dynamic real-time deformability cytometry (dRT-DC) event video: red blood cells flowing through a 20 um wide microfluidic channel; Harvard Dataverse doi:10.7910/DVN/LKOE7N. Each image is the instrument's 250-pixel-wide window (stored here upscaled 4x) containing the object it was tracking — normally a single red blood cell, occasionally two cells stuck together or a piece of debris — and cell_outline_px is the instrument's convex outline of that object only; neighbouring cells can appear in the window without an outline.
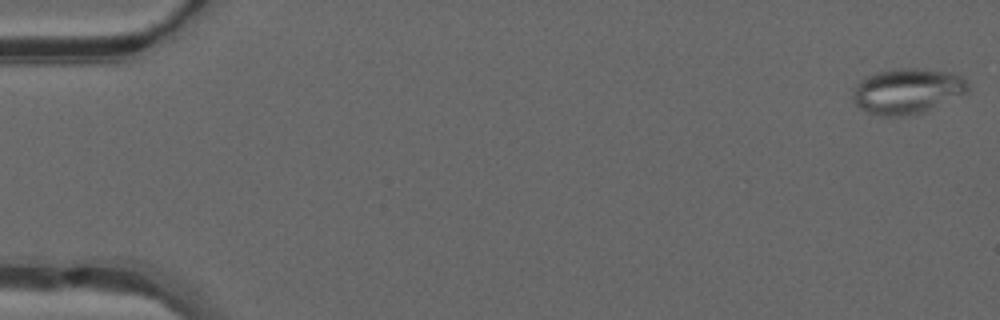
{"species": "common noctule bat (a hibernating species)", "species_latin": "Nyctalus noctula", "temperature_condition": "warm", "stored_images_in_passage": 11, "camera_frame_rate_fps": 3000, "um_per_image_px": 0.085, "animal": {"sex": "male", "forearm_length_mm": 52.5}, "frame": {"image": 1, "passage_image": 1, "time_ms": 0.0, "image_size_px": [1000, 320], "cell_outline_px": [[968, 92], [920, 112], [900, 116], [884, 116], [868, 112], [860, 108], [852, 100], [852, 96], [856, 84], [864, 76], [880, 72], [900, 68], [916, 68], [948, 72], [960, 76], [968, 84]], "centroid_in_image_um": [77.06, 7.73], "position_along_channel_um": 7.9, "area_um2": 29.82}}